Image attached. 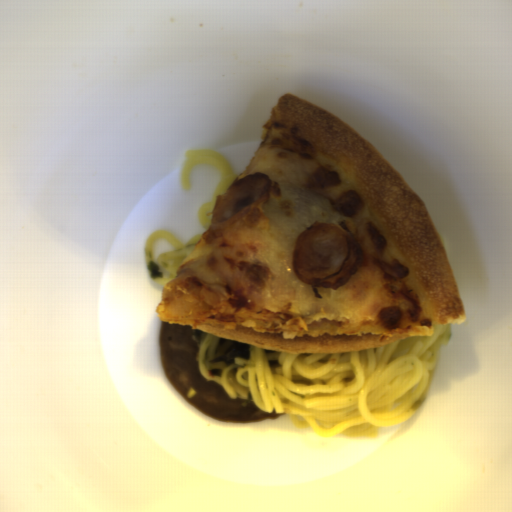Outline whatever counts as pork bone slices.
<instances>
[{"label": "pork bone slices", "mask_w": 512, "mask_h": 512, "mask_svg": "<svg viewBox=\"0 0 512 512\" xmlns=\"http://www.w3.org/2000/svg\"><path fill=\"white\" fill-rule=\"evenodd\" d=\"M205 333L186 324L161 321L160 358L173 389L193 407L221 421L256 423L282 417L265 412L252 400L232 399L221 385L204 377L197 354Z\"/></svg>", "instance_id": "pork-bone-slices-1"}, {"label": "pork bone slices", "mask_w": 512, "mask_h": 512, "mask_svg": "<svg viewBox=\"0 0 512 512\" xmlns=\"http://www.w3.org/2000/svg\"><path fill=\"white\" fill-rule=\"evenodd\" d=\"M252 345L220 337L214 350L212 363L224 362L227 366L232 365L236 358L251 359Z\"/></svg>", "instance_id": "pork-bone-slices-2"}]
</instances>
